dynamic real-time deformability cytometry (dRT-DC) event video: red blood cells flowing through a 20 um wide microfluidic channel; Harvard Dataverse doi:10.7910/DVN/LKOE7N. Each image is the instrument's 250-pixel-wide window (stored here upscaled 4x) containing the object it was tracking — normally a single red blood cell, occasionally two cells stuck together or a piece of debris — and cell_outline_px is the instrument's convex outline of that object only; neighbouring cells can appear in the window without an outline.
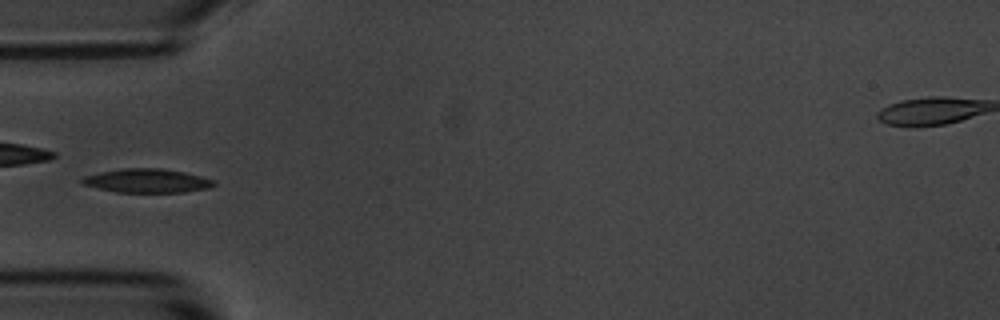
{"species": "common noctule bat (a hibernating species)", "species_latin": "Nyctalus noctula", "temperature_condition": "room temperature", "stored_images_in_passage": 38, "camera_frame_rate_fps": 3000, "um_per_image_px": 0.085, "animal": {"sex": "male", "body_mass_g": 20.1, "forearm_length_mm": 53.5}, "frame": {"image": 1, "passage_image": 1, "time_ms": 0.0, "image_size_px": [1000, 320], "cell_outline_px": [[216, 184], [208, 188], [184, 192], [116, 192], [96, 188], [80, 184], [80, 180], [84, 176], [100, 172], [124, 168], [160, 168], [184, 172], [216, 180]], "centroid_in_image_um": [12.47, 15.36], "position_along_channel_um": 72.5, "area_um2": 18.38}}
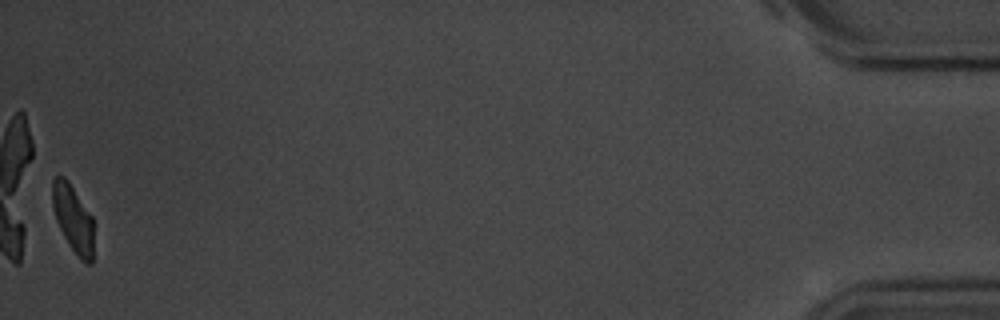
{"frame": {"image": 2, "passage_image": 38, "time_ms": 12.333, "image_size_px": [1000, 320], "cell_outline_px": [[92, 264], [84, 264], [80, 260], [68, 244], [56, 220], [52, 208], [52, 180], [56, 176], [64, 176], [68, 180], [92, 216]], "centroid_in_image_um": [6.19, 18.58], "position_along_channel_um": 429.0, "area_um2": 16.18}}